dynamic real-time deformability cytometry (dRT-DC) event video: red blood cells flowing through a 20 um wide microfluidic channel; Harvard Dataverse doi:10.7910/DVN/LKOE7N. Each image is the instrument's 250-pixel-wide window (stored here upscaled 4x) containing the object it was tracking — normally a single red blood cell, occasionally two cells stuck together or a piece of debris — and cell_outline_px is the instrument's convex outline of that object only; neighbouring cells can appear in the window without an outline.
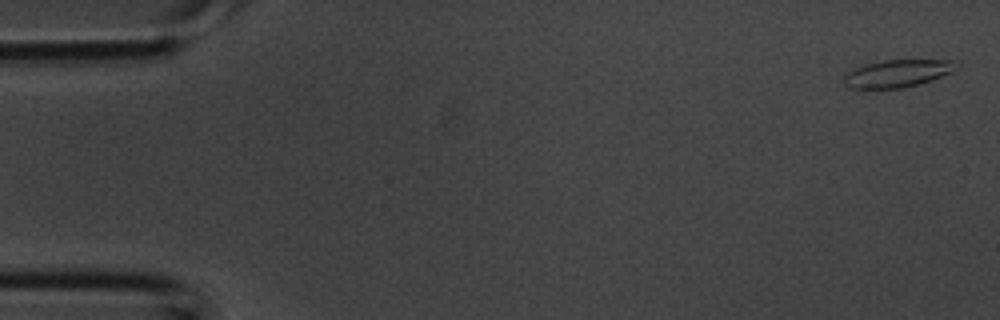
{"species": "common noctule bat (a hibernating species)", "species_latin": "Nyctalus noctula", "temperature_condition": "room temperature", "stored_images_in_passage": 12, "camera_frame_rate_fps": 3000, "um_per_image_px": 0.085, "animal": {"sex": "male", "body_mass_g": 20.1, "forearm_length_mm": 53.5}, "frame": {"image": 1, "passage_image": 1, "time_ms": 0.0, "image_size_px": [1000, 320], "cell_outline_px": [[960, 64], [952, 72], [904, 88], [852, 88], [844, 84], [844, 76], [848, 72], [864, 64], [884, 60], [952, 60]], "centroid_in_image_um": [76.28, 6.23], "position_along_channel_um": 8.7, "area_um2": 17.69}}